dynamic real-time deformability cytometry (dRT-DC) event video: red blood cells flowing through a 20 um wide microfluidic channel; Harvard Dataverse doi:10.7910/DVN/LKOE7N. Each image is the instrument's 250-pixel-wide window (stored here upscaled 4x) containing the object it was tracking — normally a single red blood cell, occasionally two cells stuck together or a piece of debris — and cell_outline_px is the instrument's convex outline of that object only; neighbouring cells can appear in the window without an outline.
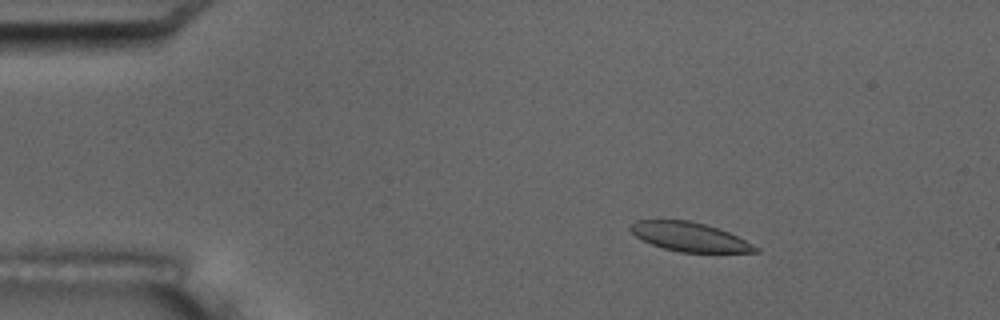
{"species": "common noctule bat (a hibernating species)", "species_latin": "Nyctalus noctula", "temperature_condition": "room temperature", "stored_images_in_passage": 5, "camera_frame_rate_fps": 3000, "um_per_image_px": 0.085, "animal": {"sex": "male", "body_mass_g": 17.5, "forearm_length_mm": 52.3}, "frame": {"image": 1, "passage_image": 3, "time_ms": 3.0, "image_size_px": [1000, 320], "cell_outline_px": [[760, 252], [680, 252], [664, 248], [652, 244], [636, 236], [628, 228], [636, 220], [688, 220], [704, 224], [728, 232], [760, 248]], "centroid_in_image_um": [58.61, 20.13], "position_along_channel_um": 26.4, "area_um2": 20.75}}